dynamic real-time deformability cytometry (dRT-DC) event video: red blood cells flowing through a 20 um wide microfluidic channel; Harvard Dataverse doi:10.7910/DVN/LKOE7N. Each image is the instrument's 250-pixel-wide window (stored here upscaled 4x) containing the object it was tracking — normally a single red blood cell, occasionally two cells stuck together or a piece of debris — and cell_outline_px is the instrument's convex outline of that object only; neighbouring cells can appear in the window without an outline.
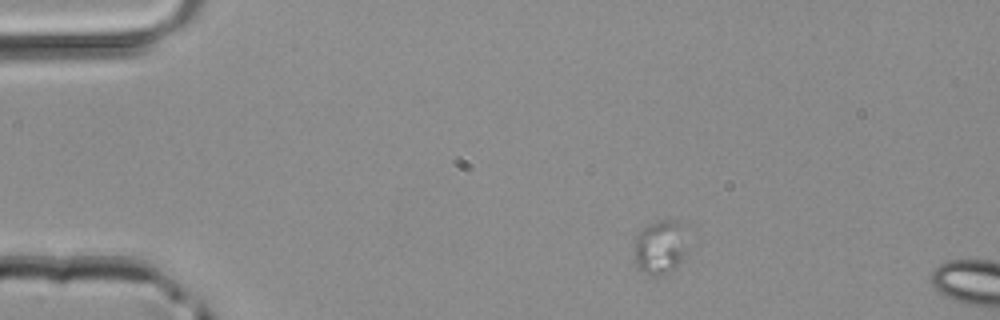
{"species": "common noctule bat (a hibernating species)", "species_latin": "Nyctalus noctula", "temperature_condition": "room temperature", "stored_images_in_passage": 2, "segment_of_instrument_passage": [1, 2], "camera_frame_rate_fps": 3000, "um_per_image_px": 0.085, "animal": {"sex": "male", "body_mass_g": 20.4}, "frame": {"image": 1, "passage_image": 1, "time_ms": 0.0, "image_size_px": [1000, 320], "cell_outline_px": [[684, 260], [672, 272], [664, 276], [652, 276], [644, 272], [632, 260], [636, 236], [644, 228], [660, 220], [672, 220], [680, 224], [684, 256]], "centroid_in_image_um": [56.03, 21.1], "position_along_channel_um": 29.0, "area_um2": 16.42}}